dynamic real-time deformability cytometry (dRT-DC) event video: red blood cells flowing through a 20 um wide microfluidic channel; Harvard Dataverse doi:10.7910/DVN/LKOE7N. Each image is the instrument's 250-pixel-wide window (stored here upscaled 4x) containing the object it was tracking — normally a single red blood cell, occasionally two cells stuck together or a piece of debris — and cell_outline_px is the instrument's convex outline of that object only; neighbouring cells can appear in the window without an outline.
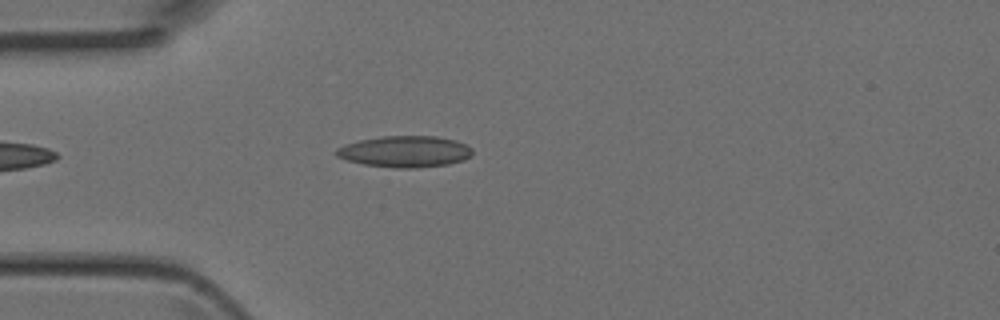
{"species": "Egyptian fruit bat (a non-hibernating species)", "species_latin": "Rousettus aegyptiacus", "temperature_condition": "room temperature", "stored_images_in_passage": 3, "camera_frame_rate_fps": 3000, "um_per_image_px": 0.085, "animal": {"sex": "female"}, "frame": {"image": 1, "passage_image": 3, "time_ms": 0.667, "image_size_px": [1000, 320], "cell_outline_px": [[472, 156], [464, 160], [448, 164], [416, 168], [392, 168], [364, 164], [348, 160], [336, 156], [336, 148], [344, 144], [360, 140], [384, 136], [436, 136], [456, 140], [468, 144], [472, 148]], "centroid_in_image_um": [34.46, 12.88], "position_along_channel_um": 50.5, "area_um2": 25.03}}